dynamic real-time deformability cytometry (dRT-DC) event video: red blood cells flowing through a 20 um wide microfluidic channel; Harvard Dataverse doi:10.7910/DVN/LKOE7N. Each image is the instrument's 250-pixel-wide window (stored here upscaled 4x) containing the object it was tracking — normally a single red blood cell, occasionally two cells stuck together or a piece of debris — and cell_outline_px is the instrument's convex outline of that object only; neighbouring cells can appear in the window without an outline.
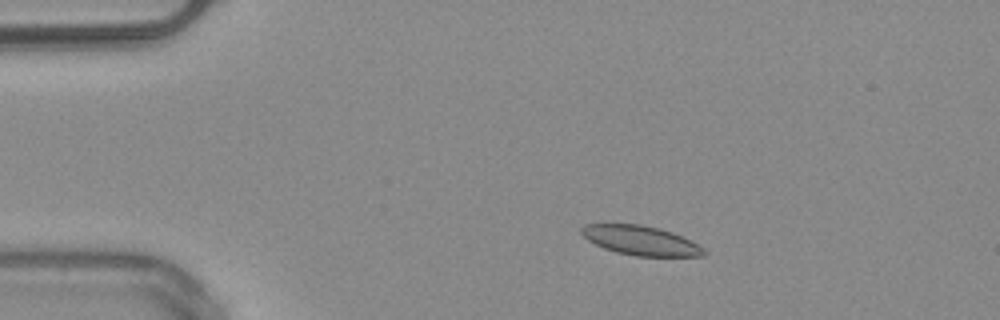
{"species": "common noctule bat (a hibernating species)", "species_latin": "Nyctalus noctula", "temperature_condition": "warm", "stored_images_in_passage": 43, "camera_frame_rate_fps": 3000, "um_per_image_px": 0.085, "animal": {"sex": "male", "body_mass_g": 20.4}, "frame": {"image": 1, "passage_image": 2, "time_ms": 0.333, "image_size_px": [1000, 320], "cell_outline_px": [[708, 252], [704, 256], [636, 256], [616, 252], [604, 248], [588, 240], [580, 232], [580, 228], [584, 224], [640, 224], [660, 228], [672, 232], [704, 248]], "centroid_in_image_um": [54.45, 20.44], "position_along_channel_um": 30.6, "area_um2": 20.87}}
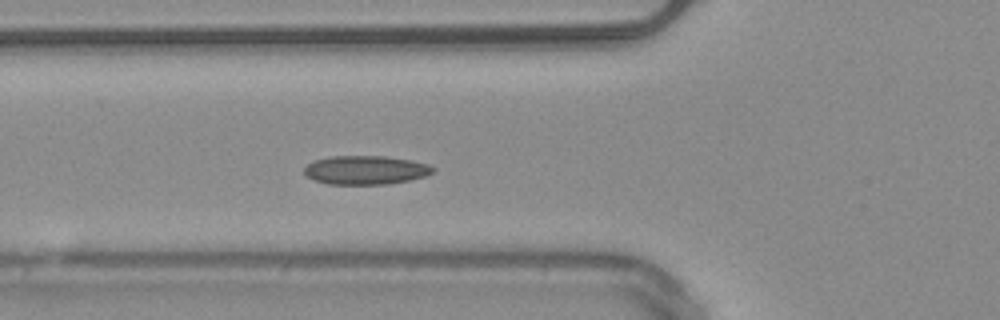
{"frame": {"image": 2, "passage_image": 11, "time_ms": 3.333, "image_size_px": [1000, 320], "cell_outline_px": [[436, 168], [432, 172], [424, 176], [408, 180], [388, 184], [328, 184], [316, 180], [308, 176], [304, 172], [304, 168], [312, 160], [332, 156], [384, 156], [408, 160], [428, 164]], "centroid_in_image_um": [31.06, 14.45], "position_along_channel_um": 94.7, "area_um2": 21.39}, "authors_computed_cell_mechanics": {"area_um2": 20.519, "velocity_mm_per_s": 3.9748, "shape_relaxation_time_tau1_ms": 5.2071, "shape_relaxation_time_tau2_ms": 4.534, "deformation_change_tau1": 0.0812, "deformation_change_tau2": 0.0946}}